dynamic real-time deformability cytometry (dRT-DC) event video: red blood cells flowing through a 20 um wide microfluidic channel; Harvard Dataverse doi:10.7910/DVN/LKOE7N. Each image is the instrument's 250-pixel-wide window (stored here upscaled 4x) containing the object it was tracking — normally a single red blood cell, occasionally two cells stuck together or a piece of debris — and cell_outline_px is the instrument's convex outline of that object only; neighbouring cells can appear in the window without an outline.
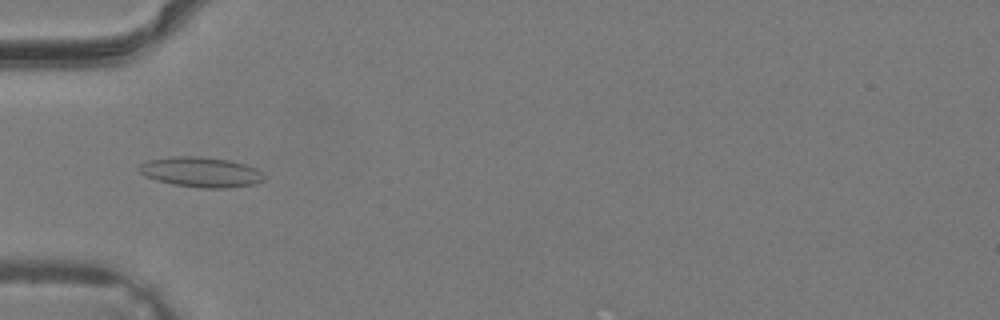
{"species": "common noctule bat (a hibernating species)", "species_latin": "Nyctalus noctula", "temperature_condition": "warm", "stored_images_in_passage": 25, "camera_frame_rate_fps": 3000, "um_per_image_px": 0.085, "animal": {"sex": "male", "body_mass_g": 19.2, "forearm_length_mm": 51.8}, "frame": {"image": 1, "passage_image": 6, "time_ms": 1.667, "image_size_px": [1000, 320], "cell_outline_px": [[264, 180], [256, 184], [228, 188], [204, 188], [172, 184], [156, 180], [144, 176], [136, 168], [140, 164], [148, 160], [172, 156], [200, 156], [228, 160], [244, 164], [256, 168], [264, 176]], "centroid_in_image_um": [17.05, 14.63], "position_along_channel_um": 67.9, "area_um2": 22.02}}
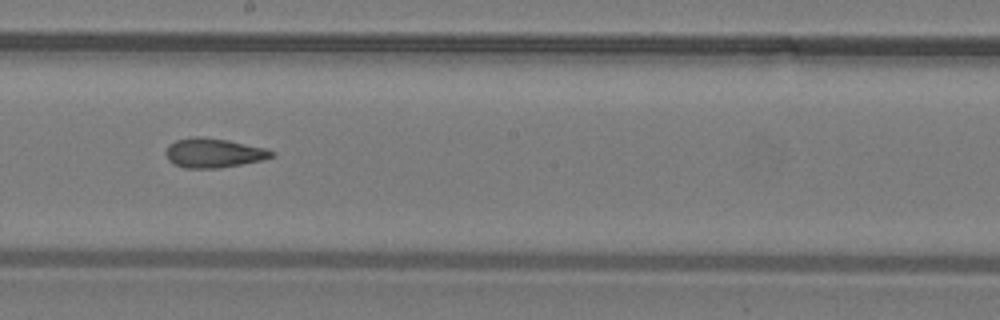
{"frame": {"image": 2, "passage_image": 15, "time_ms": 4.667, "image_size_px": [1000, 320], "cell_outline_px": [[276, 156], [264, 160], [220, 168], [184, 168], [172, 164], [168, 160], [164, 152], [168, 144], [176, 140], [192, 136], [200, 136], [228, 140], [264, 148], [276, 152]], "centroid_in_image_um": [18.14, 13.0], "position_along_channel_um": 230.1, "area_um2": 18.44}}
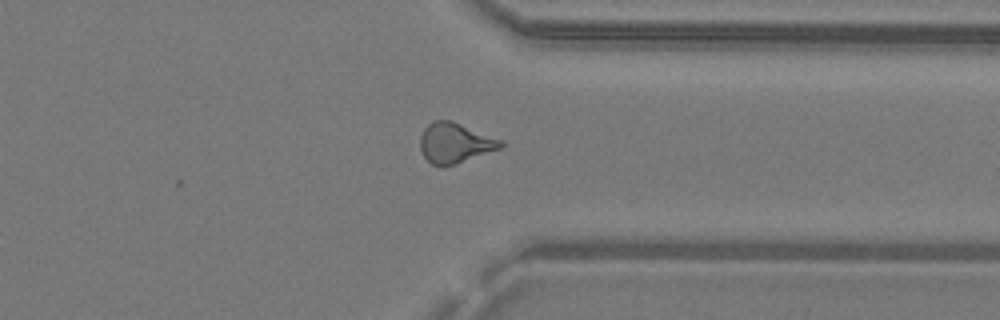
{"frame": {"image": 3, "passage_image": 23, "time_ms": 7.333, "image_size_px": [1000, 320], "cell_outline_px": [[504, 148], [456, 164], [440, 168], [432, 164], [424, 156], [420, 148], [420, 136], [424, 128], [432, 120], [452, 120], [504, 140]], "centroid_in_image_um": [38.71, 12.16], "position_along_channel_um": 372.7, "area_um2": 19.36}}